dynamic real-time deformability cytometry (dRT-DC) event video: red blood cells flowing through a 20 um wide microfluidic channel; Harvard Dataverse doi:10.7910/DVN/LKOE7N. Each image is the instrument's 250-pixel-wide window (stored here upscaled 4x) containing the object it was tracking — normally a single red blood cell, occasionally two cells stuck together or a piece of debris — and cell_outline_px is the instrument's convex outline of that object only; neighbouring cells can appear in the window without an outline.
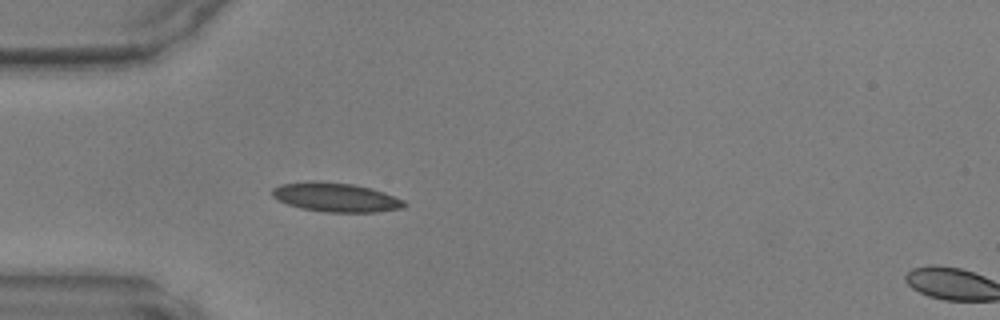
{"species": "common noctule bat (a hibernating species)", "species_latin": "Nyctalus noctula", "temperature_condition": "warm", "stored_images_in_passage": 34, "camera_frame_rate_fps": 3000, "um_per_image_px": 0.085, "animal": {"sex": "male", "body_mass_g": 17.9, "forearm_length_mm": 54.2}, "frame": {"image": 1, "passage_image": 1, "time_ms": 0.0, "image_size_px": [1000, 320], "cell_outline_px": [[408, 204], [404, 208], [376, 212], [324, 212], [300, 208], [288, 204], [272, 196], [272, 188], [280, 184], [312, 180], [352, 184], [372, 188], [384, 192], [404, 200]], "centroid_in_image_um": [28.56, 16.77], "position_along_channel_um": 56.4, "area_um2": 22.54}}
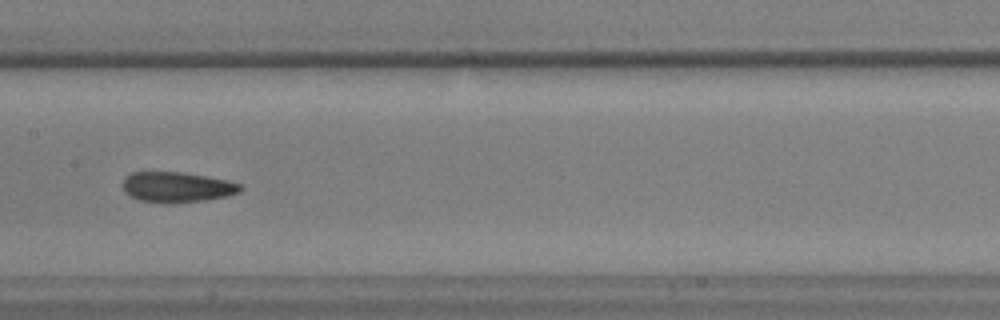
{"frame": {"image": 2, "passage_image": 11, "time_ms": 3.333, "image_size_px": [1000, 320], "cell_outline_px": [[244, 188], [240, 192], [228, 196], [172, 204], [160, 204], [140, 200], [124, 192], [124, 180], [132, 172], [180, 172], [204, 176], [224, 180], [240, 184]], "centroid_in_image_um": [15.04, 15.92], "position_along_channel_um": 192.4, "area_um2": 20.63}}
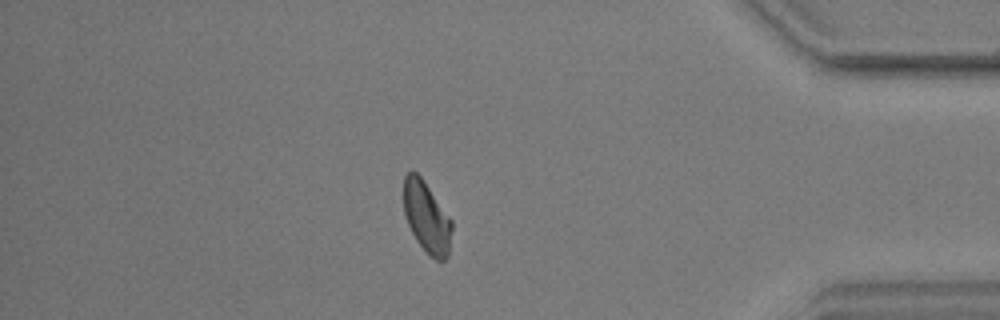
{"frame": {"image": 3, "passage_image": 28, "time_ms": 9.0, "image_size_px": [1000, 320], "cell_outline_px": [[452, 228], [448, 256], [444, 260], [436, 260], [428, 256], [416, 240], [408, 224], [404, 212], [404, 176], [408, 172], [416, 172], [424, 180], [452, 220]], "centroid_in_image_um": [36.27, 18.49], "position_along_channel_um": 398.9, "area_um2": 20.0}}